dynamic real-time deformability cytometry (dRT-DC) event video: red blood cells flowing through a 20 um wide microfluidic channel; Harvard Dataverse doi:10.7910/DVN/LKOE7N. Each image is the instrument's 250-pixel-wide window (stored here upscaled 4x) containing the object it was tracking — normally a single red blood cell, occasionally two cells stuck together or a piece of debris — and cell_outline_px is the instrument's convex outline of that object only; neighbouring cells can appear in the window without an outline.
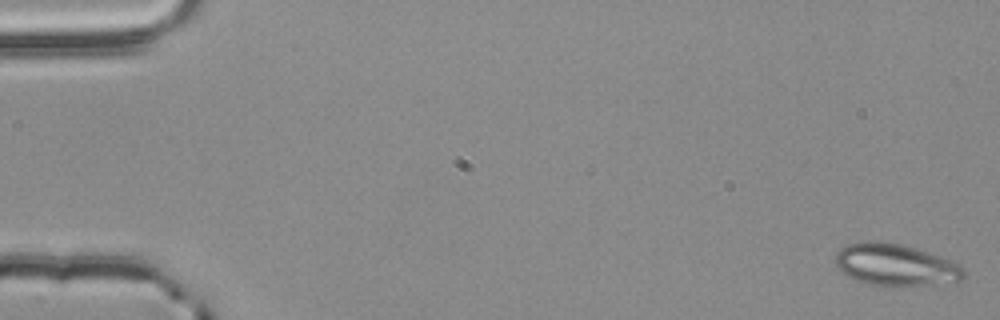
{"species": "common noctule bat (a hibernating species)", "species_latin": "Nyctalus noctula", "temperature_condition": "room temperature", "stored_images_in_passage": 32, "camera_frame_rate_fps": 3000, "um_per_image_px": 0.085, "animal": {"sex": "male", "body_mass_g": 20.4}, "frame": {"image": 1, "passage_image": 1, "time_ms": 0.0, "image_size_px": [1000, 320], "cell_outline_px": [[964, 276], [956, 284], [884, 288], [868, 284], [856, 280], [848, 276], [836, 268], [836, 252], [840, 248], [848, 244], [864, 240], [872, 240], [904, 244], [916, 248], [948, 260], [964, 268]], "centroid_in_image_um": [76.11, 22.56], "position_along_channel_um": 8.9, "area_um2": 32.31}}
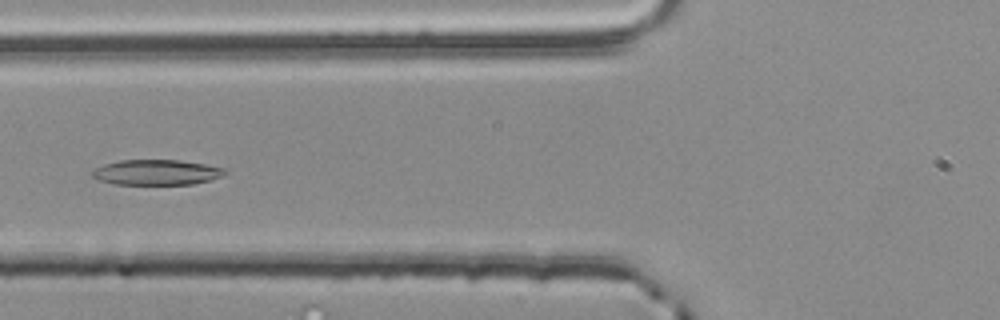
{"frame": {"image": 2, "passage_image": 22, "time_ms": 7.0, "image_size_px": [1000, 320], "cell_outline_px": [[228, 172], [224, 176], [192, 184], [116, 184], [96, 180], [92, 176], [92, 172], [96, 168], [104, 164], [120, 160], [180, 160], [204, 164], [224, 168]], "centroid_in_image_um": [13.3, 14.64], "position_along_channel_um": 112.5, "area_um2": 19.54}}
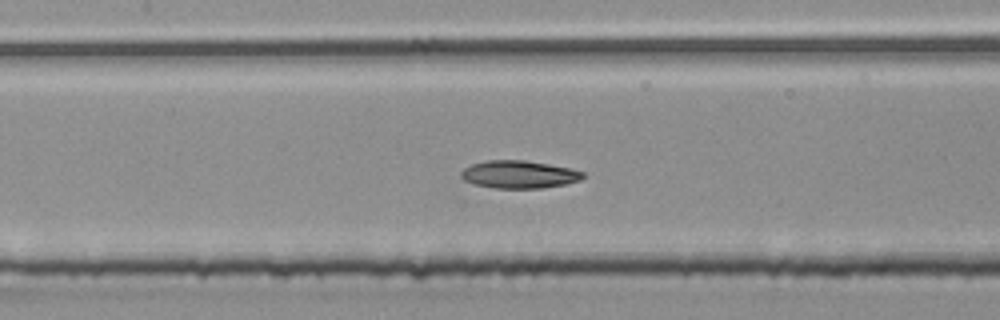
{"frame": {"image": 3, "passage_image": 26, "time_ms": 8.333, "image_size_px": [1000, 320], "cell_outline_px": [[584, 176], [580, 180], [564, 184], [540, 188], [496, 188], [476, 184], [464, 180], [460, 176], [460, 172], [464, 168], [472, 164], [484, 160], [524, 160], [548, 164], [568, 168], [584, 172]], "centroid_in_image_um": [44.08, 14.82], "position_along_channel_um": 163.3, "area_um2": 19.48}}